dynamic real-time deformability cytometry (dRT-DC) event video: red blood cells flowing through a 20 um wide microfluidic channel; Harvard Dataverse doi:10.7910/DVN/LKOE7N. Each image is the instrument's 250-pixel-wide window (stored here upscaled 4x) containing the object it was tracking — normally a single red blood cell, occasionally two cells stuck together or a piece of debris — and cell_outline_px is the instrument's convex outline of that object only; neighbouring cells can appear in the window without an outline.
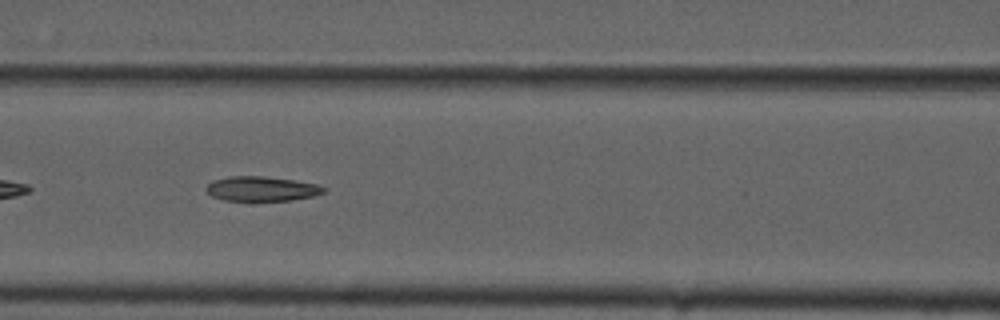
{"species": "common noctule bat (a hibernating species)", "species_latin": "Nyctalus noctula", "temperature_condition": "cold", "stored_images_in_passage": 10, "camera_frame_rate_fps": 3000, "um_per_image_px": 0.085, "animal": {"sex": "male", "forearm_length_mm": 52.5}, "frame": {"image": 1, "passage_image": 8, "time_ms": 2.333, "image_size_px": [1000, 320], "cell_outline_px": [[328, 188], [324, 192], [312, 196], [292, 200], [256, 204], [248, 204], [224, 200], [212, 196], [204, 188], [212, 180], [228, 176], [260, 176], [292, 180], [316, 184]], "centroid_in_image_um": [22.18, 16.1], "position_along_channel_um": 144.4, "area_um2": 17.8}}